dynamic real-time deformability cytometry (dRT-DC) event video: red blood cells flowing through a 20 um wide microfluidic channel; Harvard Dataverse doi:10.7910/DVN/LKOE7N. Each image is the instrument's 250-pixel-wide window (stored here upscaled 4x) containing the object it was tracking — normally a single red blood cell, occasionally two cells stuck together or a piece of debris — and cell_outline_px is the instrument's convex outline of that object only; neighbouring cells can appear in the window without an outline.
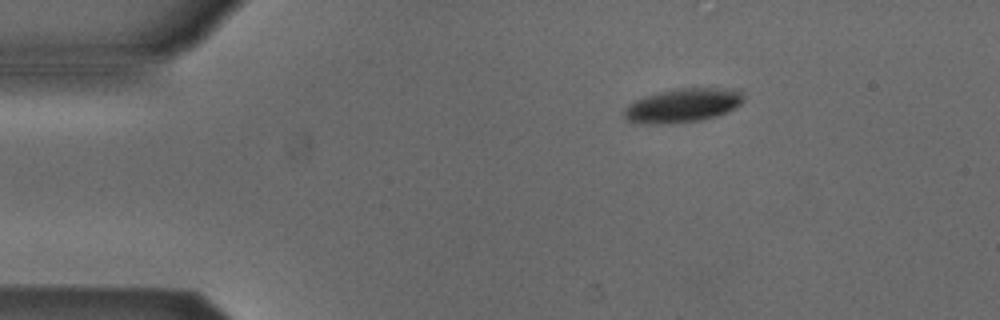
{"species": "Egyptian fruit bat (a non-hibernating species)", "species_latin": "Rousettus aegyptiacus", "temperature_condition": "cold", "stored_images_in_passage": 45, "camera_frame_rate_fps": 3000, "um_per_image_px": 0.085, "animal": {"sex": "male"}, "frame": {"image": 1, "passage_image": 1, "time_ms": 0.0, "image_size_px": [1000, 320], "cell_outline_px": [[744, 100], [736, 108], [728, 112], [704, 120], [672, 124], [628, 120], [624, 116], [624, 108], [628, 104], [644, 96], [656, 92], [680, 88], [744, 88]], "centroid_in_image_um": [58.15, 8.93], "position_along_channel_um": 26.8, "area_um2": 23.81}}
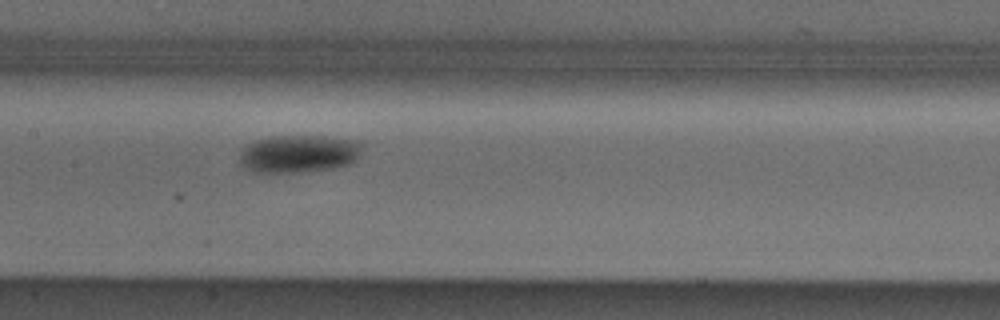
{"frame": {"image": 2, "passage_image": 18, "time_ms": 5.667, "image_size_px": [1000, 320], "cell_outline_px": [[364, 144], [360, 156], [352, 164], [332, 168], [292, 172], [256, 172], [240, 164], [240, 152], [248, 144], [256, 140], [272, 136], [324, 136], [364, 140]], "centroid_in_image_um": [25.5, 13.04], "position_along_channel_um": 181.9, "area_um2": 27.17}}
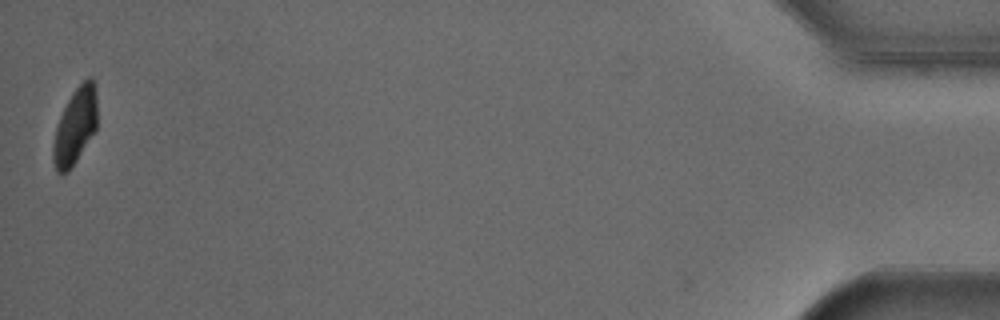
{"frame": {"image": 3, "passage_image": 45, "time_ms": 14.667, "image_size_px": [1000, 320], "cell_outline_px": [[96, 132], [68, 172], [60, 176], [56, 172], [52, 160], [52, 148], [56, 128], [60, 116], [72, 92], [88, 76], [92, 76], [96, 92]], "centroid_in_image_um": [6.38, 10.77], "position_along_channel_um": 428.8, "area_um2": 19.77}, "authors_computed_cell_mechanics": {"area_um2": 24.9118, "velocity_mm_per_s": 3.8421, "shape_relaxation_time_tau1_ms": 5.2893, "shape_relaxation_time_tau2_ms": null, "deformation_change_tau1": 0.1447, "deformation_change_tau2": null}}